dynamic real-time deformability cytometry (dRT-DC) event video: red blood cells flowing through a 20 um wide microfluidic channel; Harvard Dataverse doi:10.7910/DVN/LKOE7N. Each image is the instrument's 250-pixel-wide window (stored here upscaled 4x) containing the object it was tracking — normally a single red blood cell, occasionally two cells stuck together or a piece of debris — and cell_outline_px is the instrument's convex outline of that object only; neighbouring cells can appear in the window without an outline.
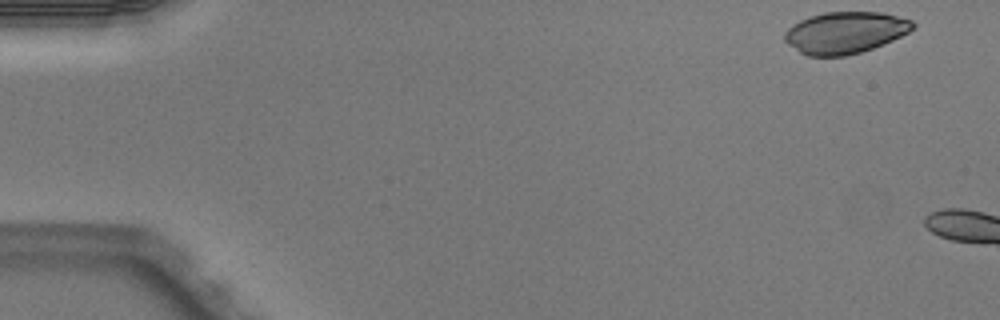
{"species": "Egyptian fruit bat (a non-hibernating species)", "species_latin": "Rousettus aegyptiacus", "temperature_condition": "warm", "stored_images_in_passage": 2, "camera_frame_rate_fps": 3000, "um_per_image_px": 0.085, "animal": {"sex": "male"}, "frame": {"image": 1, "passage_image": 1, "time_ms": 0.0, "image_size_px": [1000, 320], "cell_outline_px": [[916, 24], [908, 32], [892, 40], [872, 48], [860, 52], [844, 56], [808, 56], [800, 52], [788, 44], [784, 40], [784, 32], [792, 24], [800, 20], [824, 12], [880, 12], [912, 20]], "centroid_in_image_um": [71.81, 2.77], "position_along_channel_um": 13.2, "area_um2": 30.92}}